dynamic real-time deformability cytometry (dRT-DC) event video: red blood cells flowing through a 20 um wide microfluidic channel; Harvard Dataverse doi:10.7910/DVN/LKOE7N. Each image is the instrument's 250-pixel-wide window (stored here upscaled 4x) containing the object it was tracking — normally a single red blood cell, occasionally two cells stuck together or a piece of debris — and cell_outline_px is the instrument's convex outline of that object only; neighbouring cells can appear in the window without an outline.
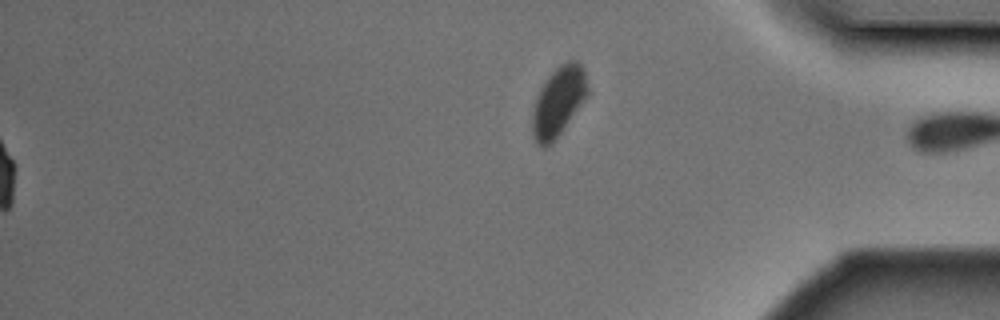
{"species": "Egyptian fruit bat (a non-hibernating species)", "species_latin": "Rousettus aegyptiacus", "temperature_condition": "cold", "stored_images_in_passage": 49, "segment_of_instrument_passage": [2, 2], "camera_frame_rate_fps": 3000, "um_per_image_px": 0.085, "animal": {"sex": "male"}, "frame": {"image": 1, "passage_image": 49, "time_ms": 16.0, "image_size_px": [1000, 320], "cell_outline_px": [[588, 96], [552, 144], [536, 144], [532, 132], [532, 112], [540, 88], [548, 76], [560, 64], [568, 60], [576, 60], [584, 68], [588, 84]], "centroid_in_image_um": [47.49, 8.6], "position_along_channel_um": 387.7, "area_um2": 22.31}}